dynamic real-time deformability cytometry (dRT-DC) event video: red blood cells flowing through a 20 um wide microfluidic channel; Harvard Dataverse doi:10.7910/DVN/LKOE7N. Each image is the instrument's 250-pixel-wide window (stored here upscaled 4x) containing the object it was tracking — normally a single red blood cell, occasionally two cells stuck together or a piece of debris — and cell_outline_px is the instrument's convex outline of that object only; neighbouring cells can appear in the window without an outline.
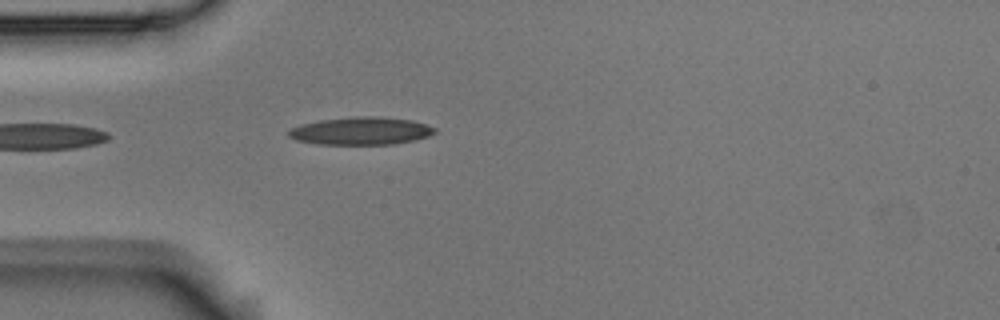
{"species": "Egyptian fruit bat (a non-hibernating species)", "species_latin": "Rousettus aegyptiacus", "temperature_condition": "room temperature", "stored_images_in_passage": 1, "camera_frame_rate_fps": 3000, "um_per_image_px": 0.085, "animal": {"sex": "male"}, "frame": {"image": 1, "passage_image": 1, "time_ms": 0.0, "image_size_px": [1000, 320], "cell_outline_px": [[436, 132], [428, 136], [416, 140], [392, 144], [316, 144], [296, 140], [288, 136], [288, 132], [292, 128], [300, 124], [320, 120], [356, 116], [372, 116], [412, 120], [436, 128]], "centroid_in_image_um": [30.67, 11.13], "position_along_channel_um": 54.3, "area_um2": 23.52}}